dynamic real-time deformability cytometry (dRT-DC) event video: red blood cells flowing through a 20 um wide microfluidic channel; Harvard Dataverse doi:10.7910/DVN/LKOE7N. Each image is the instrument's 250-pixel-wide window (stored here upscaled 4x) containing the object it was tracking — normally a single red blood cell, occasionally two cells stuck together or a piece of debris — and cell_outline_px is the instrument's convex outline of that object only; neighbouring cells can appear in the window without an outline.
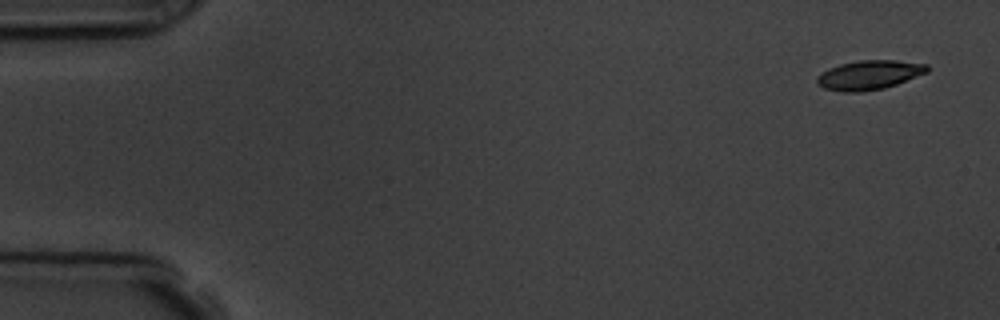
{"species": "common noctule bat (a hibernating species)", "species_latin": "Nyctalus noctula", "temperature_condition": "room temperature", "stored_images_in_passage": 4, "camera_frame_rate_fps": 3000, "um_per_image_px": 0.085, "animal": {"sex": "male", "body_mass_g": 19.5, "forearm_length_mm": 54.6}, "frame": {"image": 1, "passage_image": 1, "time_ms": 0.0, "image_size_px": [1000, 320], "cell_outline_px": [[928, 72], [896, 84], [884, 88], [860, 92], [844, 92], [824, 88], [816, 84], [816, 76], [820, 72], [828, 68], [840, 64], [860, 60], [896, 60], [928, 64]], "centroid_in_image_um": [73.84, 6.37], "position_along_channel_um": 11.2, "area_um2": 18.9}}
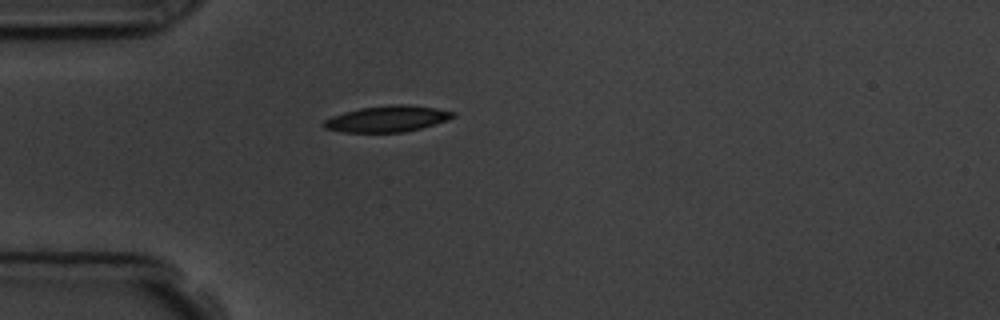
{"frame": {"image": 2, "passage_image": 4, "time_ms": 4.333, "image_size_px": [1000, 320], "cell_outline_px": [[456, 116], [448, 120], [420, 128], [404, 132], [344, 132], [324, 128], [324, 120], [332, 116], [344, 112], [360, 108], [392, 104], [408, 104], [436, 108], [456, 112]], "centroid_in_image_um": [32.95, 10.09], "position_along_channel_um": 52.1, "area_um2": 19.65}}